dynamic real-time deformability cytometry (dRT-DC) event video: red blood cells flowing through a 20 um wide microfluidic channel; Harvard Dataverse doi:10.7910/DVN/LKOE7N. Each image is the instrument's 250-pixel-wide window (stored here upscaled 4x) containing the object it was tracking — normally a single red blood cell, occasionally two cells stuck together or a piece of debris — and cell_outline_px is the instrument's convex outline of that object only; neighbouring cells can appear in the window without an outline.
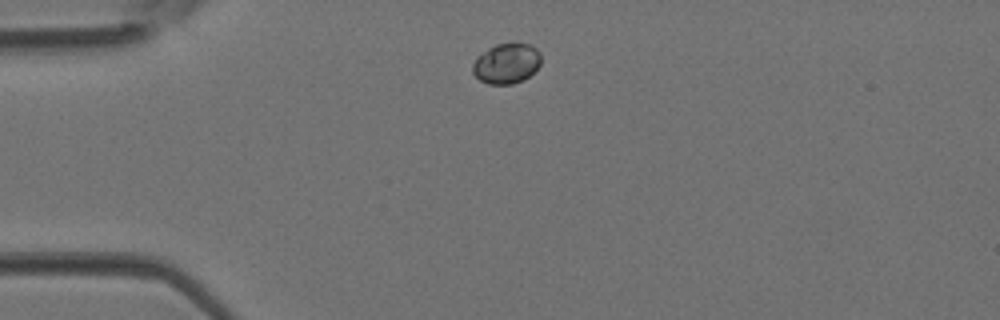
{"species": "Egyptian fruit bat (a non-hibernating species)", "species_latin": "Rousettus aegyptiacus", "temperature_condition": "room temperature", "stored_images_in_passage": 1, "camera_frame_rate_fps": 3000, "um_per_image_px": 0.085, "animal": {"sex": "female"}, "frame": {"image": 1, "passage_image": 1, "time_ms": 0.0, "image_size_px": [1000, 320], "cell_outline_px": [[540, 64], [524, 80], [512, 84], [488, 84], [480, 80], [472, 72], [472, 64], [476, 56], [488, 48], [496, 44], [528, 44], [536, 48], [540, 52]], "centroid_in_image_um": [43.02, 5.4], "position_along_channel_um": 42.0, "area_um2": 15.95}}